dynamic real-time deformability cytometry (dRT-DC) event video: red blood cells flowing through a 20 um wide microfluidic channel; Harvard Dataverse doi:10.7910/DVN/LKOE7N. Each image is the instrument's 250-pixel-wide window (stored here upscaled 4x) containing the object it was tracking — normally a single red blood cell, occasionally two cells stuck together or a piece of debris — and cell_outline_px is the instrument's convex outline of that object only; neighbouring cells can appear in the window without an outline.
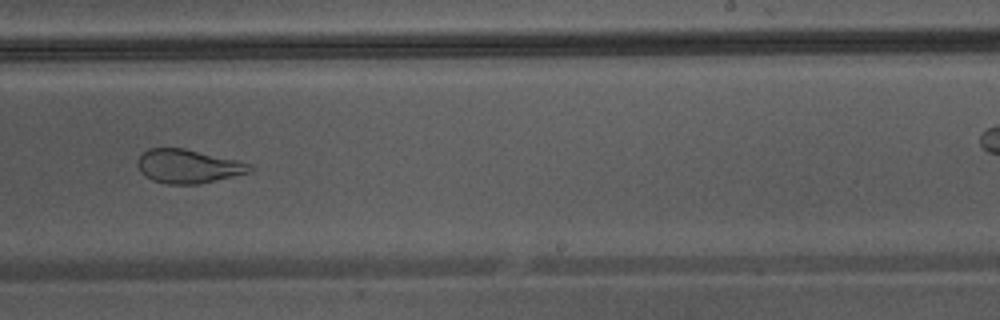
{"species": "Egyptian fruit bat (a non-hibernating species)", "species_latin": "Rousettus aegyptiacus", "temperature_condition": "warm", "stored_images_in_passage": 36, "camera_frame_rate_fps": 3000, "um_per_image_px": 0.085, "animal": {"sex": "male"}, "frame": {"image": 1, "passage_image": 26, "time_ms": 8.333, "image_size_px": [1000, 320], "cell_outline_px": [[256, 168], [252, 172], [200, 184], [168, 184], [152, 180], [144, 176], [140, 172], [136, 164], [136, 160], [148, 148], [184, 148], [236, 160], [252, 164]], "centroid_in_image_um": [16.0, 14.14], "position_along_channel_um": 273.0, "area_um2": 22.31}}